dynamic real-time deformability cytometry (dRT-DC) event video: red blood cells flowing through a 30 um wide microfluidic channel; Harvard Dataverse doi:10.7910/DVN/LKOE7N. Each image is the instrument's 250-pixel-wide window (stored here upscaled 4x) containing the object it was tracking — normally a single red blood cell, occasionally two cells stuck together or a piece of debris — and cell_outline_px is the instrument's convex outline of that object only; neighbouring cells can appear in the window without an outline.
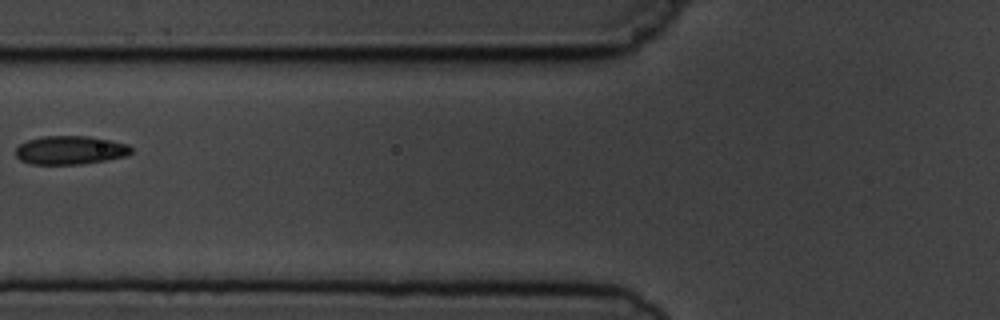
{"species": "common noctule bat (a hibernating species)", "species_latin": "Nyctalus noctula", "temperature_condition": "cold", "stored_images_in_passage": 3, "camera_frame_rate_fps": 3000, "um_per_image_px": 0.085, "animal": {"sex": "male", "body_mass_g": 19.5, "forearm_length_mm": 54.6}, "frame": {"image": 1, "passage_image": 3, "time_ms": 3.333, "image_size_px": [1000, 320], "cell_outline_px": [[132, 152], [128, 156], [80, 164], [32, 164], [20, 160], [16, 156], [16, 148], [20, 144], [28, 140], [44, 136], [88, 136], [128, 144], [132, 148]], "centroid_in_image_um": [5.98, 12.76], "position_along_channel_um": 119.8, "area_um2": 19.13}}